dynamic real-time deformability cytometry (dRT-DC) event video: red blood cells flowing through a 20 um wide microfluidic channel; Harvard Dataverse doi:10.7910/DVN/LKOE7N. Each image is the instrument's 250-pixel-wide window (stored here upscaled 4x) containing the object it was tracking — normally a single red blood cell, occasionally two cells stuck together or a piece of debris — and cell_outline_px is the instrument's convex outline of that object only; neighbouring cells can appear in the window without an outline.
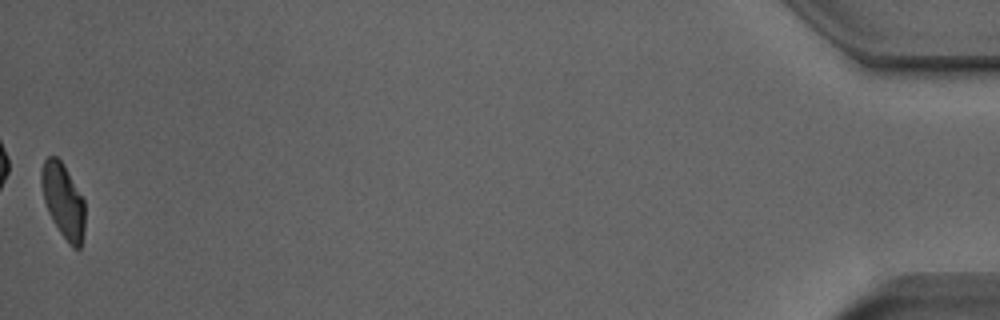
{"species": "Egyptian fruit bat (a non-hibernating species)", "species_latin": "Rousettus aegyptiacus", "temperature_condition": "room temperature", "stored_images_in_passage": 44, "camera_frame_rate_fps": 3000, "um_per_image_px": 0.085, "animal": {"sex": "male"}, "frame": {"image": 1, "passage_image": 44, "time_ms": 14.333, "image_size_px": [1000, 320], "cell_outline_px": [[84, 228], [80, 248], [72, 248], [60, 232], [52, 220], [48, 212], [44, 200], [40, 184], [40, 172], [44, 160], [48, 156], [56, 156], [64, 164], [84, 200]], "centroid_in_image_um": [5.35, 17.04], "position_along_channel_um": 429.9, "area_um2": 18.9}, "authors_computed_cell_mechanics": {"area_um2": 19.9121, "velocity_mm_per_s": 3.9254, "shape_relaxation_time_tau1_ms": 3.8115, "shape_relaxation_time_tau2_ms": 1.9343, "deformation_change_tau1": 0.1767, "deformation_change_tau2": 0.0843}}